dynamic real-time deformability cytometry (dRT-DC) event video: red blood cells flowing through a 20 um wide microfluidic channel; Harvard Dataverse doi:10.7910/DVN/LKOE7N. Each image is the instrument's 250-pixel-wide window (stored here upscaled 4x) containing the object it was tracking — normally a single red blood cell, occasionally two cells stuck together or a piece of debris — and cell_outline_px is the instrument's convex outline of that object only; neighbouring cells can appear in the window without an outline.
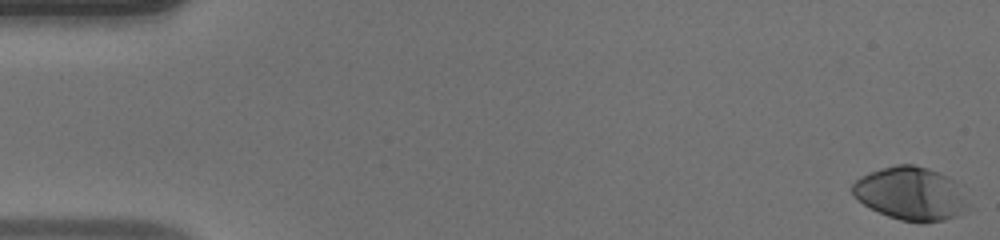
{"species": "human", "species_latin": "Homo sapiens", "temperature_condition": "warm", "stored_images_in_passage": 50, "camera_frame_rate_fps": 3000, "um_per_image_px": 0.085, "donor": {"sex": "male"}, "frame": {"image": 1, "passage_image": 1, "time_ms": 0.0, "image_size_px": [1000, 240], "cell_outline_px": [[968, 212], [944, 220], [920, 224], [900, 220], [888, 216], [864, 204], [852, 192], [852, 184], [856, 180], [880, 168], [896, 164], [912, 164], [928, 168], [940, 172], [964, 184], [968, 204]], "centroid_in_image_um": [77.54, 16.46], "position_along_channel_um": 7.5, "area_um2": 36.53}}
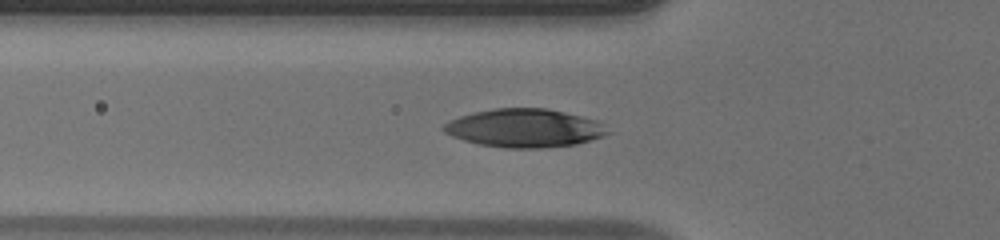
{"frame": {"image": 2, "passage_image": 18, "time_ms": 5.667, "image_size_px": [1000, 240], "cell_outline_px": [[612, 132], [604, 136], [576, 144], [540, 148], [504, 148], [480, 144], [464, 140], [452, 136], [444, 132], [440, 128], [448, 120], [472, 112], [492, 108], [548, 108], [596, 120]], "centroid_in_image_um": [44.55, 10.88], "position_along_channel_um": 81.2, "area_um2": 36.76}}
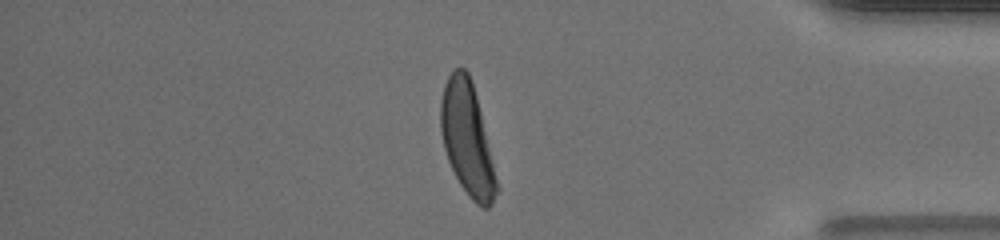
{"frame": {"image": 3, "passage_image": 43, "time_ms": 14.0, "image_size_px": [1000, 240], "cell_outline_px": [[496, 192], [492, 204], [488, 208], [484, 208], [476, 204], [468, 196], [460, 184], [448, 160], [444, 148], [440, 128], [440, 100], [444, 84], [448, 76], [456, 68], [464, 68], [468, 72], [476, 96], [480, 112], [496, 180]], "centroid_in_image_um": [39.66, 11.79], "position_along_channel_um": 395.5, "area_um2": 35.66}}